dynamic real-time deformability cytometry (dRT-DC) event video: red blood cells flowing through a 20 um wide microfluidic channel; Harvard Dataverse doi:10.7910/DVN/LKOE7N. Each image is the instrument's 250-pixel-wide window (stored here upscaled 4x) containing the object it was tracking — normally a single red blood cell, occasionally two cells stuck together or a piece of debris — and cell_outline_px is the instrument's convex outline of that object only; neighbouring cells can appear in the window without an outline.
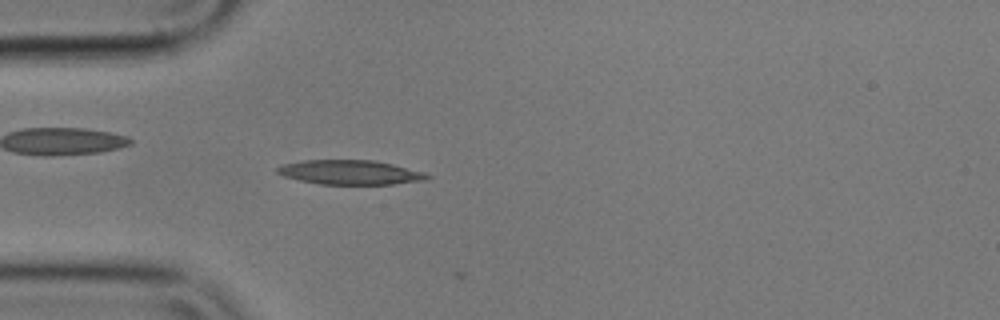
{"species": "common noctule bat (a hibernating species)", "species_latin": "Nyctalus noctula", "temperature_condition": "cold", "stored_images_in_passage": 3, "camera_frame_rate_fps": 3000, "um_per_image_px": 0.085, "animal": {"sex": "male", "body_mass_g": 17.9}, "frame": {"image": 1, "passage_image": 2, "time_ms": 0.333, "image_size_px": [1000, 320], "cell_outline_px": [[432, 176], [428, 180], [392, 184], [320, 184], [300, 180], [284, 176], [276, 172], [276, 168], [280, 164], [304, 160], [372, 160], [392, 164], [424, 172]], "centroid_in_image_um": [29.76, 14.64], "position_along_channel_um": 55.2, "area_um2": 21.33}}